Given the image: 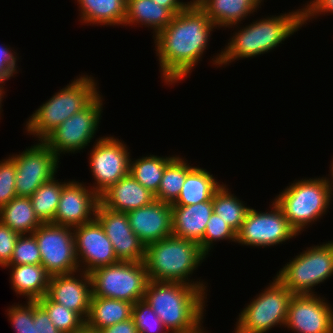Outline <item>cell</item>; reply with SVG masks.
<instances>
[{"instance_id":"40","label":"cell","mask_w":333,"mask_h":333,"mask_svg":"<svg viewBox=\"0 0 333 333\" xmlns=\"http://www.w3.org/2000/svg\"><path fill=\"white\" fill-rule=\"evenodd\" d=\"M20 234L0 222V266L6 267Z\"/></svg>"},{"instance_id":"43","label":"cell","mask_w":333,"mask_h":333,"mask_svg":"<svg viewBox=\"0 0 333 333\" xmlns=\"http://www.w3.org/2000/svg\"><path fill=\"white\" fill-rule=\"evenodd\" d=\"M100 333H138L133 318L102 329Z\"/></svg>"},{"instance_id":"35","label":"cell","mask_w":333,"mask_h":333,"mask_svg":"<svg viewBox=\"0 0 333 333\" xmlns=\"http://www.w3.org/2000/svg\"><path fill=\"white\" fill-rule=\"evenodd\" d=\"M37 302L48 313L54 326L63 333H76L86 326V321L78 313L53 302L47 295Z\"/></svg>"},{"instance_id":"23","label":"cell","mask_w":333,"mask_h":333,"mask_svg":"<svg viewBox=\"0 0 333 333\" xmlns=\"http://www.w3.org/2000/svg\"><path fill=\"white\" fill-rule=\"evenodd\" d=\"M209 19L220 27H233L257 11L262 0H195Z\"/></svg>"},{"instance_id":"10","label":"cell","mask_w":333,"mask_h":333,"mask_svg":"<svg viewBox=\"0 0 333 333\" xmlns=\"http://www.w3.org/2000/svg\"><path fill=\"white\" fill-rule=\"evenodd\" d=\"M72 231L71 227L48 222L33 232L41 253V265L51 276L81 271Z\"/></svg>"},{"instance_id":"31","label":"cell","mask_w":333,"mask_h":333,"mask_svg":"<svg viewBox=\"0 0 333 333\" xmlns=\"http://www.w3.org/2000/svg\"><path fill=\"white\" fill-rule=\"evenodd\" d=\"M187 163L175 155L166 165L158 192L154 195L156 200L171 205L177 200L187 174L194 168Z\"/></svg>"},{"instance_id":"21","label":"cell","mask_w":333,"mask_h":333,"mask_svg":"<svg viewBox=\"0 0 333 333\" xmlns=\"http://www.w3.org/2000/svg\"><path fill=\"white\" fill-rule=\"evenodd\" d=\"M172 235L201 247L206 225L213 213L212 199L193 205H171Z\"/></svg>"},{"instance_id":"8","label":"cell","mask_w":333,"mask_h":333,"mask_svg":"<svg viewBox=\"0 0 333 333\" xmlns=\"http://www.w3.org/2000/svg\"><path fill=\"white\" fill-rule=\"evenodd\" d=\"M239 314L235 333H266L285 325L288 305L294 295L277 277Z\"/></svg>"},{"instance_id":"42","label":"cell","mask_w":333,"mask_h":333,"mask_svg":"<svg viewBox=\"0 0 333 333\" xmlns=\"http://www.w3.org/2000/svg\"><path fill=\"white\" fill-rule=\"evenodd\" d=\"M333 13V0H312L310 4L305 5L303 8V24L308 19L318 16L317 14Z\"/></svg>"},{"instance_id":"45","label":"cell","mask_w":333,"mask_h":333,"mask_svg":"<svg viewBox=\"0 0 333 333\" xmlns=\"http://www.w3.org/2000/svg\"><path fill=\"white\" fill-rule=\"evenodd\" d=\"M4 81H5V80L0 79V109H1V107H2V106H1V104H2L1 102H2V100H3L2 98L4 97L3 94L5 93V92L3 91L4 87H3V85H2V84H4ZM0 113H1V110H0Z\"/></svg>"},{"instance_id":"11","label":"cell","mask_w":333,"mask_h":333,"mask_svg":"<svg viewBox=\"0 0 333 333\" xmlns=\"http://www.w3.org/2000/svg\"><path fill=\"white\" fill-rule=\"evenodd\" d=\"M101 98L98 94L84 109L60 124L43 140L58 158L61 153H75L89 145L102 117Z\"/></svg>"},{"instance_id":"9","label":"cell","mask_w":333,"mask_h":333,"mask_svg":"<svg viewBox=\"0 0 333 333\" xmlns=\"http://www.w3.org/2000/svg\"><path fill=\"white\" fill-rule=\"evenodd\" d=\"M295 257L276 275L293 294H314L313 287L333 275V241L310 247Z\"/></svg>"},{"instance_id":"1","label":"cell","mask_w":333,"mask_h":333,"mask_svg":"<svg viewBox=\"0 0 333 333\" xmlns=\"http://www.w3.org/2000/svg\"><path fill=\"white\" fill-rule=\"evenodd\" d=\"M213 28L216 25L192 0L154 37L165 83L184 80L191 73L208 45Z\"/></svg>"},{"instance_id":"16","label":"cell","mask_w":333,"mask_h":333,"mask_svg":"<svg viewBox=\"0 0 333 333\" xmlns=\"http://www.w3.org/2000/svg\"><path fill=\"white\" fill-rule=\"evenodd\" d=\"M333 308L316 294H294L285 327L297 333H332Z\"/></svg>"},{"instance_id":"48","label":"cell","mask_w":333,"mask_h":333,"mask_svg":"<svg viewBox=\"0 0 333 333\" xmlns=\"http://www.w3.org/2000/svg\"><path fill=\"white\" fill-rule=\"evenodd\" d=\"M206 331L203 330V328L201 330H199L197 333H205Z\"/></svg>"},{"instance_id":"41","label":"cell","mask_w":333,"mask_h":333,"mask_svg":"<svg viewBox=\"0 0 333 333\" xmlns=\"http://www.w3.org/2000/svg\"><path fill=\"white\" fill-rule=\"evenodd\" d=\"M17 53L11 52L7 46H0V79L8 80L17 73ZM14 74V75H13Z\"/></svg>"},{"instance_id":"20","label":"cell","mask_w":333,"mask_h":333,"mask_svg":"<svg viewBox=\"0 0 333 333\" xmlns=\"http://www.w3.org/2000/svg\"><path fill=\"white\" fill-rule=\"evenodd\" d=\"M80 272L81 280L74 273L51 276L47 296L53 302L78 313L86 321L92 296L91 279L89 273Z\"/></svg>"},{"instance_id":"30","label":"cell","mask_w":333,"mask_h":333,"mask_svg":"<svg viewBox=\"0 0 333 333\" xmlns=\"http://www.w3.org/2000/svg\"><path fill=\"white\" fill-rule=\"evenodd\" d=\"M0 222L20 235L33 234L42 224L35 215L30 197L16 196L0 208Z\"/></svg>"},{"instance_id":"4","label":"cell","mask_w":333,"mask_h":333,"mask_svg":"<svg viewBox=\"0 0 333 333\" xmlns=\"http://www.w3.org/2000/svg\"><path fill=\"white\" fill-rule=\"evenodd\" d=\"M205 258L199 244L171 235L146 246L144 263L149 280L185 283L205 292L203 282L188 280Z\"/></svg>"},{"instance_id":"17","label":"cell","mask_w":333,"mask_h":333,"mask_svg":"<svg viewBox=\"0 0 333 333\" xmlns=\"http://www.w3.org/2000/svg\"><path fill=\"white\" fill-rule=\"evenodd\" d=\"M73 233L79 267L85 264L81 266L85 269L82 271L90 273L96 268L119 262L110 239L96 218L73 228Z\"/></svg>"},{"instance_id":"15","label":"cell","mask_w":333,"mask_h":333,"mask_svg":"<svg viewBox=\"0 0 333 333\" xmlns=\"http://www.w3.org/2000/svg\"><path fill=\"white\" fill-rule=\"evenodd\" d=\"M95 218L110 239L119 261H144L146 247L134 234L127 213L111 210L99 201Z\"/></svg>"},{"instance_id":"29","label":"cell","mask_w":333,"mask_h":333,"mask_svg":"<svg viewBox=\"0 0 333 333\" xmlns=\"http://www.w3.org/2000/svg\"><path fill=\"white\" fill-rule=\"evenodd\" d=\"M221 185L209 171L194 167L187 174L181 192L172 205L187 206L209 201Z\"/></svg>"},{"instance_id":"38","label":"cell","mask_w":333,"mask_h":333,"mask_svg":"<svg viewBox=\"0 0 333 333\" xmlns=\"http://www.w3.org/2000/svg\"><path fill=\"white\" fill-rule=\"evenodd\" d=\"M132 318L138 333H160L166 329L161 319L144 300H139L133 305Z\"/></svg>"},{"instance_id":"25","label":"cell","mask_w":333,"mask_h":333,"mask_svg":"<svg viewBox=\"0 0 333 333\" xmlns=\"http://www.w3.org/2000/svg\"><path fill=\"white\" fill-rule=\"evenodd\" d=\"M133 305L125 300L91 296L86 327L100 332L116 323L126 321L132 318Z\"/></svg>"},{"instance_id":"2","label":"cell","mask_w":333,"mask_h":333,"mask_svg":"<svg viewBox=\"0 0 333 333\" xmlns=\"http://www.w3.org/2000/svg\"><path fill=\"white\" fill-rule=\"evenodd\" d=\"M205 294L197 286L149 280L143 300L161 319L163 333H197L202 329Z\"/></svg>"},{"instance_id":"18","label":"cell","mask_w":333,"mask_h":333,"mask_svg":"<svg viewBox=\"0 0 333 333\" xmlns=\"http://www.w3.org/2000/svg\"><path fill=\"white\" fill-rule=\"evenodd\" d=\"M86 187L82 183L68 181L62 188L55 217L51 223L75 228L95 218L99 196L93 189Z\"/></svg>"},{"instance_id":"24","label":"cell","mask_w":333,"mask_h":333,"mask_svg":"<svg viewBox=\"0 0 333 333\" xmlns=\"http://www.w3.org/2000/svg\"><path fill=\"white\" fill-rule=\"evenodd\" d=\"M11 267V283L14 291L27 296L28 301H37L47 295L51 275L41 264L7 265Z\"/></svg>"},{"instance_id":"5","label":"cell","mask_w":333,"mask_h":333,"mask_svg":"<svg viewBox=\"0 0 333 333\" xmlns=\"http://www.w3.org/2000/svg\"><path fill=\"white\" fill-rule=\"evenodd\" d=\"M92 77L79 76L55 93L26 122V130L43 141L53 130L75 113L84 109L98 94Z\"/></svg>"},{"instance_id":"27","label":"cell","mask_w":333,"mask_h":333,"mask_svg":"<svg viewBox=\"0 0 333 333\" xmlns=\"http://www.w3.org/2000/svg\"><path fill=\"white\" fill-rule=\"evenodd\" d=\"M173 17L174 14L168 8L161 7L153 0H127L124 26L135 23L150 26L156 36Z\"/></svg>"},{"instance_id":"19","label":"cell","mask_w":333,"mask_h":333,"mask_svg":"<svg viewBox=\"0 0 333 333\" xmlns=\"http://www.w3.org/2000/svg\"><path fill=\"white\" fill-rule=\"evenodd\" d=\"M130 226L145 247L172 235L171 204L154 200L127 212Z\"/></svg>"},{"instance_id":"39","label":"cell","mask_w":333,"mask_h":333,"mask_svg":"<svg viewBox=\"0 0 333 333\" xmlns=\"http://www.w3.org/2000/svg\"><path fill=\"white\" fill-rule=\"evenodd\" d=\"M16 166L9 157L0 161V208L17 196L15 191Z\"/></svg>"},{"instance_id":"47","label":"cell","mask_w":333,"mask_h":333,"mask_svg":"<svg viewBox=\"0 0 333 333\" xmlns=\"http://www.w3.org/2000/svg\"><path fill=\"white\" fill-rule=\"evenodd\" d=\"M76 333H100L99 331H93V330H91V329H88L86 326L82 329V330H80V331H78V332H76Z\"/></svg>"},{"instance_id":"34","label":"cell","mask_w":333,"mask_h":333,"mask_svg":"<svg viewBox=\"0 0 333 333\" xmlns=\"http://www.w3.org/2000/svg\"><path fill=\"white\" fill-rule=\"evenodd\" d=\"M53 177L43 183L31 196V202L35 215L42 223L52 222L61 197L62 188L68 182H58Z\"/></svg>"},{"instance_id":"26","label":"cell","mask_w":333,"mask_h":333,"mask_svg":"<svg viewBox=\"0 0 333 333\" xmlns=\"http://www.w3.org/2000/svg\"><path fill=\"white\" fill-rule=\"evenodd\" d=\"M8 316L16 333H63L52 323L48 313L37 301H27V305H13Z\"/></svg>"},{"instance_id":"37","label":"cell","mask_w":333,"mask_h":333,"mask_svg":"<svg viewBox=\"0 0 333 333\" xmlns=\"http://www.w3.org/2000/svg\"><path fill=\"white\" fill-rule=\"evenodd\" d=\"M24 264H41V253L33 234H23L19 236L8 265Z\"/></svg>"},{"instance_id":"44","label":"cell","mask_w":333,"mask_h":333,"mask_svg":"<svg viewBox=\"0 0 333 333\" xmlns=\"http://www.w3.org/2000/svg\"><path fill=\"white\" fill-rule=\"evenodd\" d=\"M158 5L168 8L174 15L183 10L190 2H181L179 0H153Z\"/></svg>"},{"instance_id":"46","label":"cell","mask_w":333,"mask_h":333,"mask_svg":"<svg viewBox=\"0 0 333 333\" xmlns=\"http://www.w3.org/2000/svg\"><path fill=\"white\" fill-rule=\"evenodd\" d=\"M331 166H332V167H331L330 171H331V176H332V178H333V161H332V163H331ZM330 181H331V179H330V180L328 179V183H329L330 191H331V194L333 195V192H332V191H333V188H332V187H333V185H332V184H333V180H332L331 182H330Z\"/></svg>"},{"instance_id":"13","label":"cell","mask_w":333,"mask_h":333,"mask_svg":"<svg viewBox=\"0 0 333 333\" xmlns=\"http://www.w3.org/2000/svg\"><path fill=\"white\" fill-rule=\"evenodd\" d=\"M10 158L16 166V194L24 197H30L43 183L55 177L59 163L56 153L43 141Z\"/></svg>"},{"instance_id":"14","label":"cell","mask_w":333,"mask_h":333,"mask_svg":"<svg viewBox=\"0 0 333 333\" xmlns=\"http://www.w3.org/2000/svg\"><path fill=\"white\" fill-rule=\"evenodd\" d=\"M96 141L90 151L89 164L96 181L92 189L100 196L129 174L131 158L127 146L117 138L101 137Z\"/></svg>"},{"instance_id":"36","label":"cell","mask_w":333,"mask_h":333,"mask_svg":"<svg viewBox=\"0 0 333 333\" xmlns=\"http://www.w3.org/2000/svg\"><path fill=\"white\" fill-rule=\"evenodd\" d=\"M223 239H229L236 243L237 233L218 214L213 212L206 225L204 237L201 241V250L208 255L213 242Z\"/></svg>"},{"instance_id":"7","label":"cell","mask_w":333,"mask_h":333,"mask_svg":"<svg viewBox=\"0 0 333 333\" xmlns=\"http://www.w3.org/2000/svg\"><path fill=\"white\" fill-rule=\"evenodd\" d=\"M92 296L125 300L135 304L144 299L149 282L144 261H119L89 273Z\"/></svg>"},{"instance_id":"33","label":"cell","mask_w":333,"mask_h":333,"mask_svg":"<svg viewBox=\"0 0 333 333\" xmlns=\"http://www.w3.org/2000/svg\"><path fill=\"white\" fill-rule=\"evenodd\" d=\"M173 158L174 156L164 158L150 155L130 161L129 173L155 195L158 192L165 167Z\"/></svg>"},{"instance_id":"3","label":"cell","mask_w":333,"mask_h":333,"mask_svg":"<svg viewBox=\"0 0 333 333\" xmlns=\"http://www.w3.org/2000/svg\"><path fill=\"white\" fill-rule=\"evenodd\" d=\"M253 23V24H252ZM243 27L230 39L224 51L212 59L213 64L227 65L240 58L264 54L279 46L303 24V9L267 17Z\"/></svg>"},{"instance_id":"6","label":"cell","mask_w":333,"mask_h":333,"mask_svg":"<svg viewBox=\"0 0 333 333\" xmlns=\"http://www.w3.org/2000/svg\"><path fill=\"white\" fill-rule=\"evenodd\" d=\"M331 198L328 179L322 177L293 182L274 201L299 235L308 224L326 214Z\"/></svg>"},{"instance_id":"22","label":"cell","mask_w":333,"mask_h":333,"mask_svg":"<svg viewBox=\"0 0 333 333\" xmlns=\"http://www.w3.org/2000/svg\"><path fill=\"white\" fill-rule=\"evenodd\" d=\"M99 200L111 210L127 213L150 204L155 197L129 173L104 191Z\"/></svg>"},{"instance_id":"28","label":"cell","mask_w":333,"mask_h":333,"mask_svg":"<svg viewBox=\"0 0 333 333\" xmlns=\"http://www.w3.org/2000/svg\"><path fill=\"white\" fill-rule=\"evenodd\" d=\"M77 3L83 23L124 25L127 0H77Z\"/></svg>"},{"instance_id":"32","label":"cell","mask_w":333,"mask_h":333,"mask_svg":"<svg viewBox=\"0 0 333 333\" xmlns=\"http://www.w3.org/2000/svg\"><path fill=\"white\" fill-rule=\"evenodd\" d=\"M225 184H222L212 197L213 212L229 224L237 233L250 207H246L240 199L231 194Z\"/></svg>"},{"instance_id":"12","label":"cell","mask_w":333,"mask_h":333,"mask_svg":"<svg viewBox=\"0 0 333 333\" xmlns=\"http://www.w3.org/2000/svg\"><path fill=\"white\" fill-rule=\"evenodd\" d=\"M272 207L270 212H258L250 208L237 232L236 242L241 245L267 247L298 235L275 201Z\"/></svg>"}]
</instances>
